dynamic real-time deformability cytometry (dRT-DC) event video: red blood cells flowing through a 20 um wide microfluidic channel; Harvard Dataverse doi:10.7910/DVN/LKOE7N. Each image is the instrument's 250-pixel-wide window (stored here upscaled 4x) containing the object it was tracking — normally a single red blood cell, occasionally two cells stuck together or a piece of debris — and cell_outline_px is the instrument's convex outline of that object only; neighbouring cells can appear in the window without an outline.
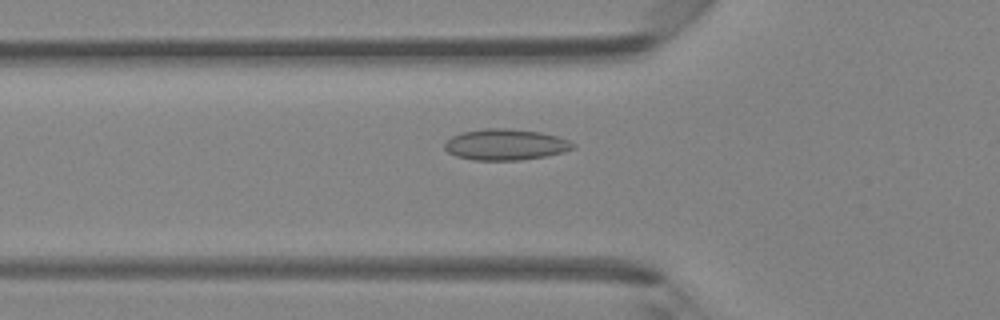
{"species": "Egyptian fruit bat (a non-hibernating species)", "species_latin": "Rousettus aegyptiacus", "temperature_condition": "room temperature", "stored_images_in_passage": 46, "camera_frame_rate_fps": 3000, "um_per_image_px": 0.085, "animal": {"sex": "female"}, "frame": {"image": 1, "passage_image": 16, "time_ms": 5.0, "image_size_px": [1000, 320], "cell_outline_px": [[576, 148], [564, 152], [544, 156], [520, 160], [472, 160], [456, 156], [448, 152], [444, 148], [444, 144], [452, 136], [460, 132], [484, 128], [508, 128], [540, 132], [556, 136], [568, 140], [576, 144]], "centroid_in_image_um": [42.97, 12.28], "position_along_channel_um": 82.8, "area_um2": 23.35}}
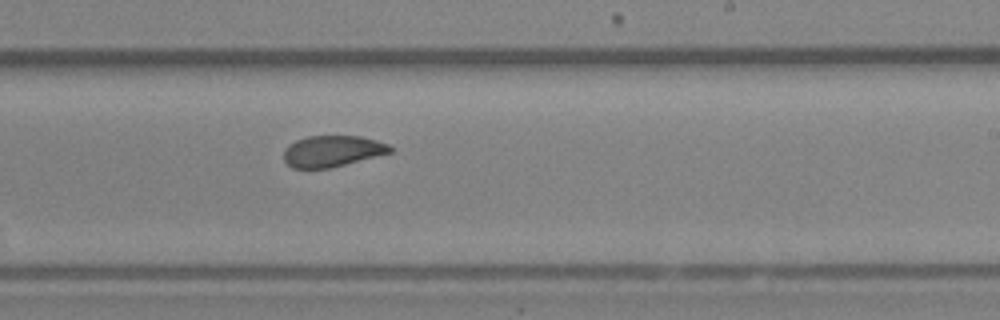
{"frame": {"image": 2, "passage_image": 28, "time_ms": 9.0, "image_size_px": [1000, 320], "cell_outline_px": [[392, 152], [328, 168], [292, 168], [284, 160], [284, 148], [288, 144], [296, 140], [308, 136], [360, 136], [376, 140], [388, 144], [392, 148]], "centroid_in_image_um": [28.21, 12.84], "position_along_channel_um": 260.8, "area_um2": 19.19}}
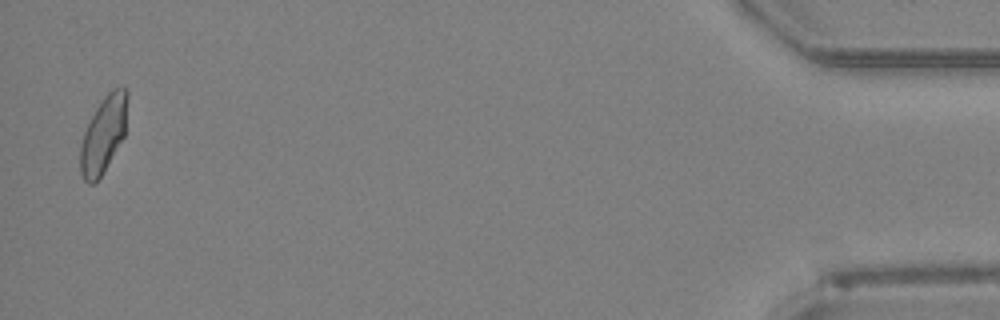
{"frame": {"image": 3, "passage_image": 45, "time_ms": 14.667, "image_size_px": [1000, 320], "cell_outline_px": [[128, 96], [124, 136], [100, 176], [92, 184], [88, 184], [84, 180], [80, 172], [80, 144], [84, 132], [96, 108], [104, 96], [112, 88], [124, 84], [128, 88]], "centroid_in_image_um": [8.8, 11.35], "position_along_channel_um": 426.4, "area_um2": 20.92}}